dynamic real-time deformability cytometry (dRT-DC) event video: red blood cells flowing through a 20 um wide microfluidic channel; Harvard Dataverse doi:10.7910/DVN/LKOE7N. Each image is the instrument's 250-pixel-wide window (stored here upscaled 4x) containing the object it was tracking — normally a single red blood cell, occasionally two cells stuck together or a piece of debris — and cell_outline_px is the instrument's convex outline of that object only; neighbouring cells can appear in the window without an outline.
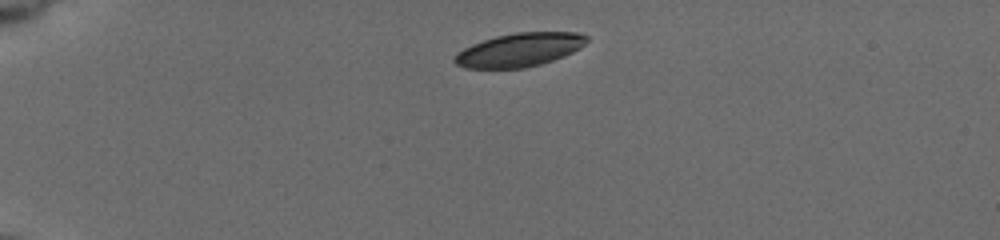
{"species": "common noctule bat (a hibernating species)", "species_latin": "Nyctalus noctula", "temperature_condition": "cold", "stored_images_in_passage": 10, "camera_frame_rate_fps": 3000, "um_per_image_px": 0.085, "animal": {"sex": "female", "body_mass_g": 19.5, "forearm_length_mm": 54.1}, "frame": {"image": 1, "passage_image": 1, "time_ms": 0.0, "image_size_px": [1000, 240], "cell_outline_px": [[588, 40], [580, 48], [564, 56], [540, 64], [524, 68], [464, 68], [456, 64], [452, 60], [464, 48], [472, 44], [496, 36], [516, 32], [576, 32], [588, 36]], "centroid_in_image_um": [44.17, 4.23], "position_along_channel_um": 40.8, "area_um2": 25.66}}
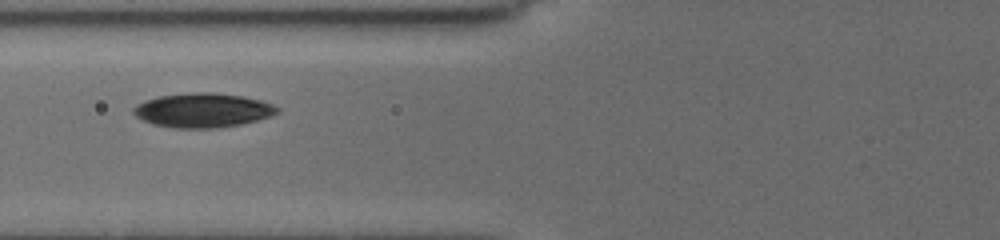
{"frame": {"image": 2, "passage_image": 5, "time_ms": 3.333, "image_size_px": [1000, 240], "cell_outline_px": [[280, 112], [272, 116], [240, 124], [216, 128], [172, 128], [152, 124], [136, 116], [132, 112], [132, 108], [136, 104], [144, 100], [160, 96], [192, 92], [212, 92], [244, 96], [260, 100], [272, 104], [280, 108]], "centroid_in_image_um": [17.23, 9.37], "position_along_channel_um": 108.6, "area_um2": 28.9}}
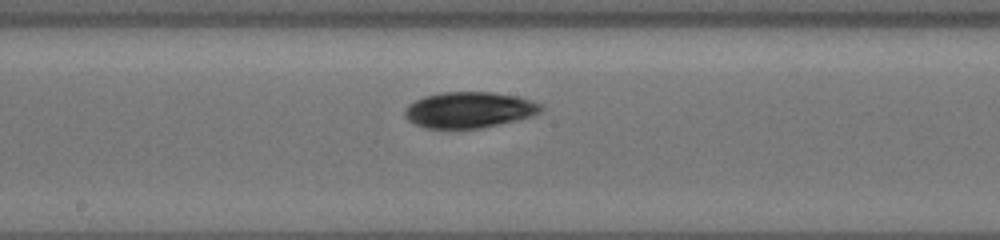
{"frame": {"image": 3, "passage_image": 9, "time_ms": 6.0, "image_size_px": [1000, 240], "cell_outline_px": [[544, 108], [540, 112], [532, 116], [500, 124], [480, 128], [424, 128], [408, 120], [404, 116], [404, 108], [408, 104], [424, 96], [444, 92], [492, 92], [516, 96], [532, 100], [544, 104]], "centroid_in_image_um": [39.89, 9.33], "position_along_channel_um": 208.3, "area_um2": 28.67}}